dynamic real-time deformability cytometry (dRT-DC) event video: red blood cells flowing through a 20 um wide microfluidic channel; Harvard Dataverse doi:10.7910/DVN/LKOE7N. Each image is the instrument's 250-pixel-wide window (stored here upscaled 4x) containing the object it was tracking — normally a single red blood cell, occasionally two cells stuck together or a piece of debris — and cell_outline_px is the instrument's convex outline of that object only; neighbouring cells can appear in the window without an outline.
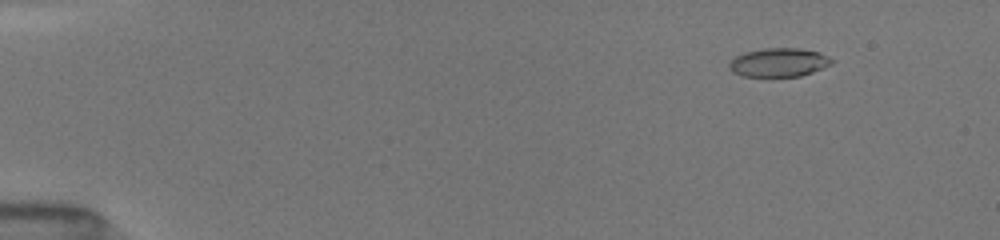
{"species": "common noctule bat (a hibernating species)", "species_latin": "Nyctalus noctula", "temperature_condition": "room temperature", "stored_images_in_passage": 58, "camera_frame_rate_fps": 3000, "um_per_image_px": 0.085, "animal": {"sex": "female", "body_mass_g": 19.5, "forearm_length_mm": 54.1}, "frame": {"image": 1, "passage_image": 9, "time_ms": 1.667, "image_size_px": [1000, 240], "cell_outline_px": [[836, 60], [832, 64], [812, 72], [800, 76], [768, 80], [740, 76], [732, 72], [728, 68], [728, 64], [736, 56], [744, 52], [764, 48], [800, 48], [820, 52]], "centroid_in_image_um": [66.17, 5.36], "position_along_channel_um": 18.8, "area_um2": 18.15}}
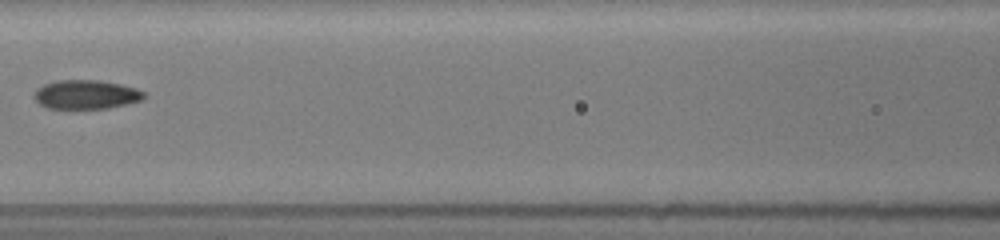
{"frame": {"image": 2, "passage_image": 37, "time_ms": 8.0, "image_size_px": [1000, 240], "cell_outline_px": [[144, 96], [140, 100], [108, 108], [48, 108], [40, 104], [32, 96], [36, 88], [44, 84], [56, 80], [100, 80], [120, 84], [136, 88], [144, 92]], "centroid_in_image_um": [7.26, 8.02], "position_along_channel_um": 159.3, "area_um2": 18.44}}
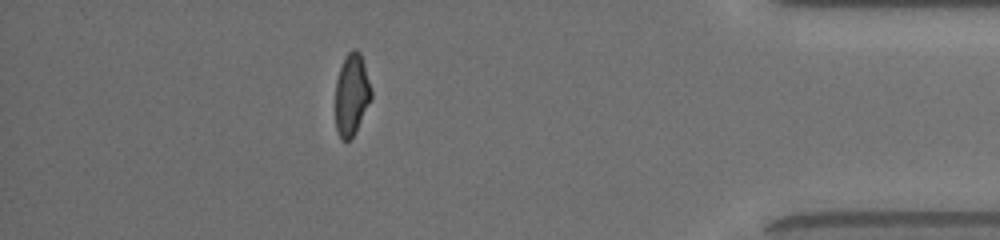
{"frame": {"image": 3, "passage_image": 50, "time_ms": 15.0, "image_size_px": [1000, 240], "cell_outline_px": [[372, 96], [356, 132], [348, 140], [340, 140], [336, 128], [336, 80], [340, 68], [348, 52], [352, 48], [356, 48], [360, 52], [364, 64], [372, 92]], "centroid_in_image_um": [29.89, 8.04], "position_along_channel_um": 405.3, "area_um2": 16.94}, "authors_computed_cell_mechanics": {"area_um2": 17.918, "velocity_mm_per_s": 4.0673, "shape_relaxation_time_tau1_ms": 3.6979, "shape_relaxation_time_tau2_ms": 2.1718, "deformation_change_tau1": 0.1592, "deformation_change_tau2": 0.08}}